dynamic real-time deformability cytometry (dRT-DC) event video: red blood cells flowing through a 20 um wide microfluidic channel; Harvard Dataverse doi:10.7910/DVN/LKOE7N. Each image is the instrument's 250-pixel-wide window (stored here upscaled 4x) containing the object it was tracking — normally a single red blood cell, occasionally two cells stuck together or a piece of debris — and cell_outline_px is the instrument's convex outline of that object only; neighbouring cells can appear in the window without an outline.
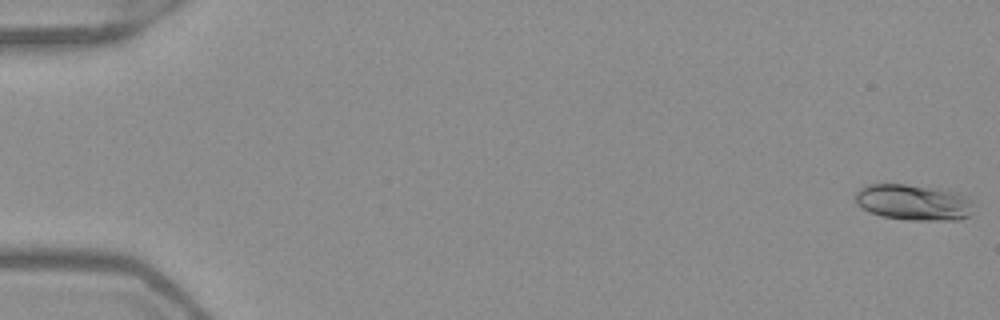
{"species": "Egyptian fruit bat (a non-hibernating species)", "species_latin": "Rousettus aegyptiacus", "temperature_condition": "warm", "stored_images_in_passage": 15, "camera_frame_rate_fps": 3000, "um_per_image_px": 0.085, "frame": {"image": 1, "passage_image": 1, "time_ms": 0.0, "image_size_px": [1000, 320], "cell_outline_px": [[976, 204], [968, 216], [960, 220], [908, 220], [884, 216], [872, 212], [856, 204], [856, 192], [860, 188], [868, 184], [904, 184], [932, 188], [956, 192], [968, 196]], "centroid_in_image_um": [77.7, 17.2], "position_along_channel_um": 7.3, "area_um2": 24.74}}
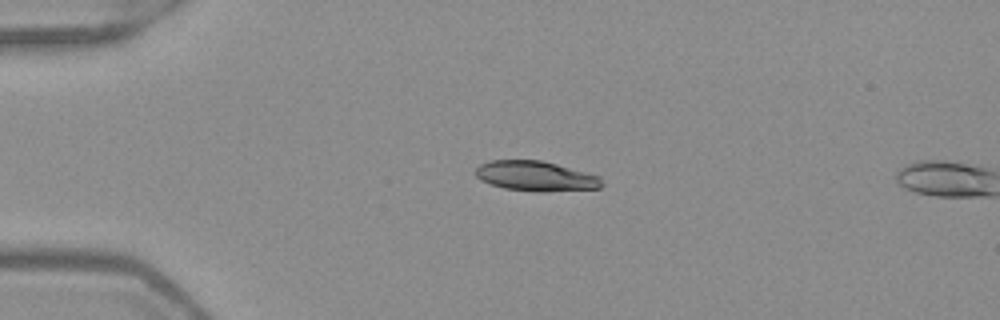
{"frame": {"image": 2, "passage_image": 13, "time_ms": 4.0, "image_size_px": [1000, 320], "cell_outline_px": [[604, 184], [600, 188], [544, 192], [536, 192], [504, 188], [480, 180], [472, 172], [480, 164], [488, 160], [540, 160], [556, 164], [600, 176]], "centroid_in_image_um": [45.51, 14.97], "position_along_channel_um": 39.5, "area_um2": 22.2}}